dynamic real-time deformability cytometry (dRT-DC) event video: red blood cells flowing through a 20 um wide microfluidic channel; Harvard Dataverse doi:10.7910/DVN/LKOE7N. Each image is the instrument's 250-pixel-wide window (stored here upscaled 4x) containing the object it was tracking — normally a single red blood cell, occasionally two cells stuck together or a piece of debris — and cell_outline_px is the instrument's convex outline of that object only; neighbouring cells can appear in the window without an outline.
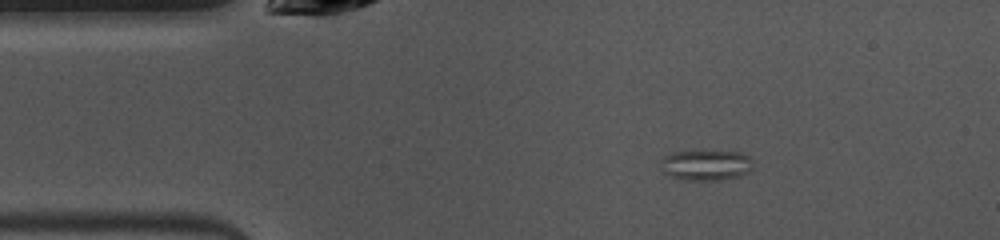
{"species": "common noctule bat (a hibernating species)", "species_latin": "Nyctalus noctula", "temperature_condition": "warm", "stored_images_in_passage": 44, "camera_frame_rate_fps": 3000, "um_per_image_px": 0.085, "animal": {"sex": "female", "body_mass_g": 10.0, "forearm_length_mm": 53.1}, "frame": {"image": 1, "passage_image": 2, "time_ms": 0.333, "image_size_px": [1000, 240], "cell_outline_px": [[752, 168], [748, 172], [740, 176], [720, 180], [688, 180], [668, 176], [664, 172], [660, 160], [664, 156], [672, 152], [740, 152], [748, 156], [752, 160]], "centroid_in_image_um": [60.01, 14.05], "position_along_channel_um": 25.0, "area_um2": 16.24}}
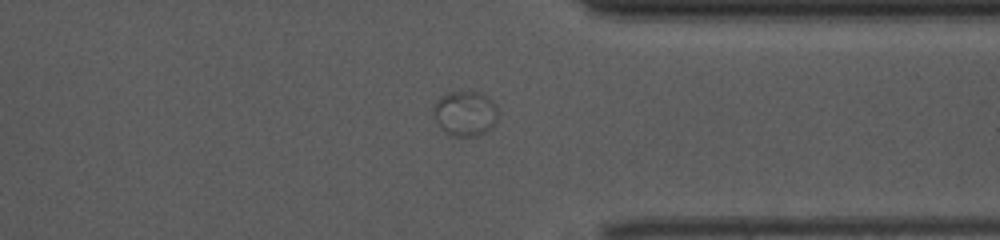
{"frame": {"image": 2, "passage_image": 32, "time_ms": 10.333, "image_size_px": [1000, 240], "cell_outline_px": [[496, 124], [492, 128], [480, 136], [452, 136], [444, 132], [440, 128], [432, 112], [432, 108], [436, 100], [440, 96], [448, 92], [480, 92], [488, 96], [496, 104]], "centroid_in_image_um": [39.52, 9.65], "position_along_channel_um": 371.9, "area_um2": 17.28}}
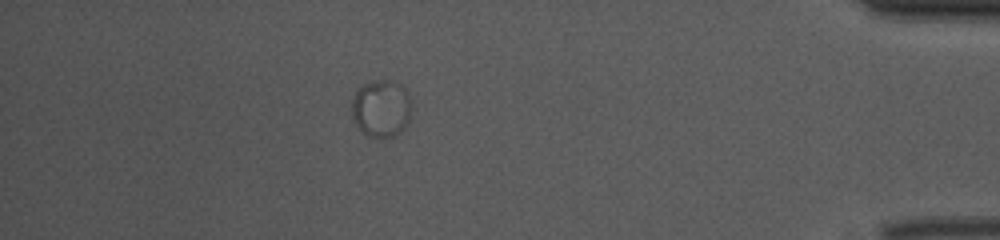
{"frame": {"image": 3, "passage_image": 38, "time_ms": 12.333, "image_size_px": [1000, 240], "cell_outline_px": [[408, 120], [404, 128], [392, 136], [368, 136], [352, 120], [352, 100], [356, 88], [364, 84], [376, 80], [396, 80], [404, 84], [408, 92]], "centroid_in_image_um": [32.37, 9.15], "position_along_channel_um": 402.8, "area_um2": 19.77}}